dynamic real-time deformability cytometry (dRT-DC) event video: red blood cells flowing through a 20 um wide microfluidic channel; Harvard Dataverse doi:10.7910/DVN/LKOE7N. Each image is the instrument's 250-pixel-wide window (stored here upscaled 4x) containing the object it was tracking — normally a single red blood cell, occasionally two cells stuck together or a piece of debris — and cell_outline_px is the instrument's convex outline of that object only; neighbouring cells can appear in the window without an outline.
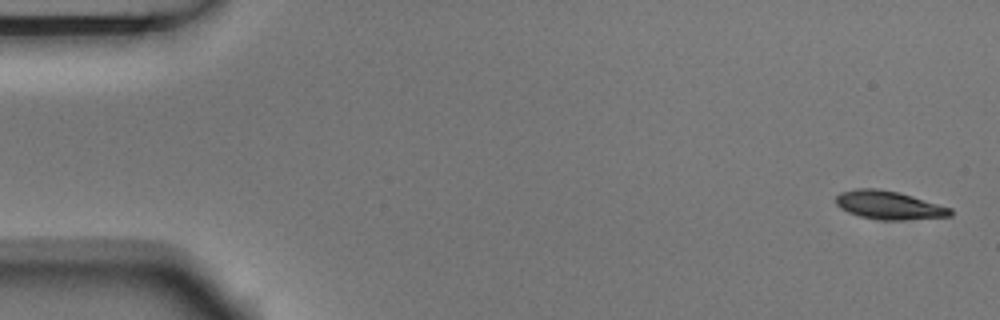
{"species": "Egyptian fruit bat (a non-hibernating species)", "species_latin": "Rousettus aegyptiacus", "temperature_condition": "room temperature", "stored_images_in_passage": 5, "camera_frame_rate_fps": 3000, "um_per_image_px": 0.085, "animal": {"sex": "male"}, "frame": {"image": 1, "passage_image": 1, "time_ms": 0.0, "image_size_px": [1000, 320], "cell_outline_px": [[952, 216], [904, 220], [884, 220], [860, 216], [848, 212], [840, 208], [836, 204], [836, 196], [840, 192], [856, 188], [880, 188], [900, 192], [952, 208]], "centroid_in_image_um": [75.56, 17.42], "position_along_channel_um": 9.4, "area_um2": 19.07}}
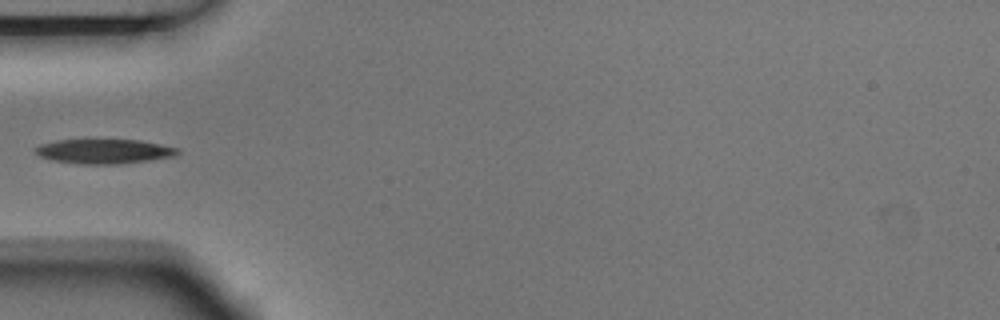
{"frame": {"image": 2, "passage_image": 5, "time_ms": 1.333, "image_size_px": [1000, 320], "cell_outline_px": [[180, 152], [172, 156], [148, 160], [120, 164], [80, 164], [52, 160], [40, 156], [32, 148], [40, 144], [56, 140], [88, 136], [140, 140], [180, 148]], "centroid_in_image_um": [8.78, 12.8], "position_along_channel_um": 76.2, "area_um2": 21.5}}